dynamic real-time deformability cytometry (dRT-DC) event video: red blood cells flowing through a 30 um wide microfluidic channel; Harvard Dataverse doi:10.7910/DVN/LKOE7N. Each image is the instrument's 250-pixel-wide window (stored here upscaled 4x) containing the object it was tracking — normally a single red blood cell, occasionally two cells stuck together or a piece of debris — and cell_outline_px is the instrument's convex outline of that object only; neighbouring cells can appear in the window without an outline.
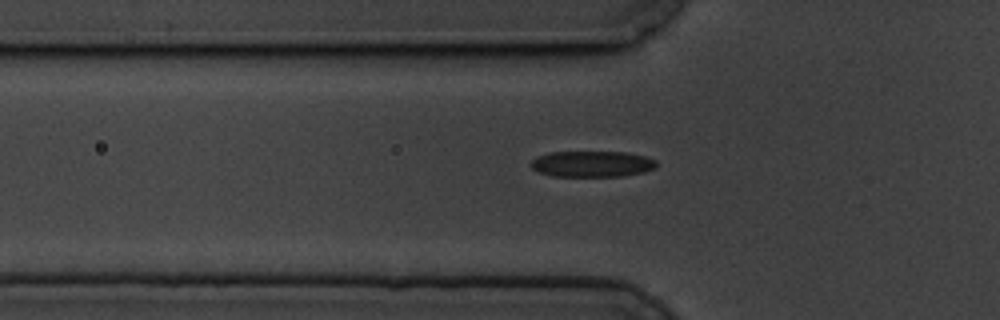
{"species": "common noctule bat (a hibernating species)", "species_latin": "Nyctalus noctula", "temperature_condition": "cold", "stored_images_in_passage": 44, "camera_frame_rate_fps": 3000, "um_per_image_px": 0.085, "animal": {"sex": "male", "body_mass_g": 19.5, "forearm_length_mm": 54.6}, "frame": {"image": 1, "passage_image": 8, "time_ms": 2.333, "image_size_px": [1000, 320], "cell_outline_px": [[656, 168], [644, 172], [624, 176], [552, 176], [540, 172], [532, 168], [532, 160], [536, 156], [548, 152], [628, 152], [644, 156], [656, 160]], "centroid_in_image_um": [50.34, 13.93], "position_along_channel_um": 75.5, "area_um2": 19.07}}
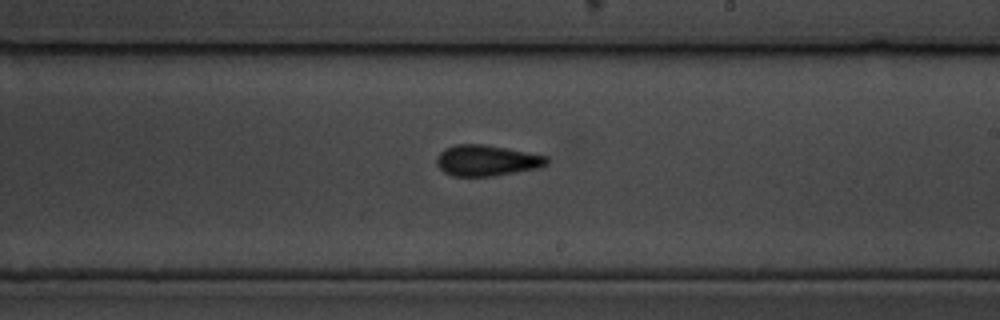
{"frame": {"image": 2, "passage_image": 23, "time_ms": 7.333, "image_size_px": [1000, 320], "cell_outline_px": [[548, 164], [540, 168], [492, 176], [452, 176], [444, 172], [436, 164], [436, 156], [444, 148], [456, 144], [484, 144], [548, 156]], "centroid_in_image_um": [41.35, 13.64], "position_along_channel_um": 247.6, "area_um2": 19.94}}
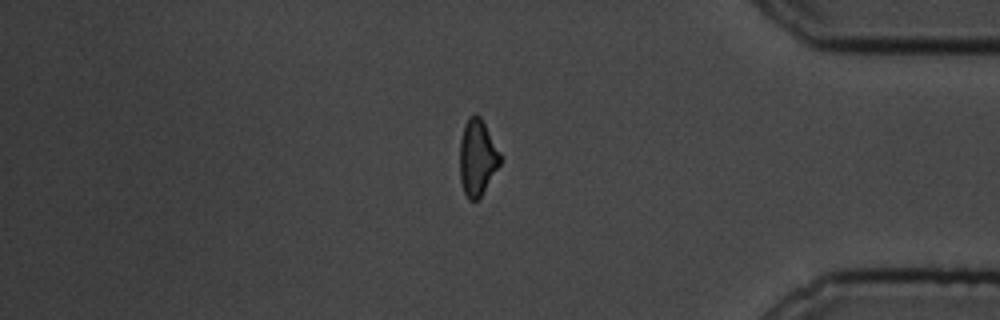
{"frame": {"image": 3, "passage_image": 38, "time_ms": 12.333, "image_size_px": [1000, 320], "cell_outline_px": [[500, 164], [480, 196], [476, 200], [468, 200], [464, 192], [460, 180], [460, 140], [464, 124], [468, 116], [476, 112], [480, 116], [500, 152]], "centroid_in_image_um": [40.55, 13.35], "position_along_channel_um": 394.7, "area_um2": 17.8}, "authors_computed_cell_mechanics": {"area_um2": 19.2763, "velocity_mm_per_s": 3.4389, "shape_relaxation_time_tau1_ms": 3.3656, "shape_relaxation_time_tau2_ms": 2.8254, "deformation_change_tau1": 0.1145, "deformation_change_tau2": 0.1221}}